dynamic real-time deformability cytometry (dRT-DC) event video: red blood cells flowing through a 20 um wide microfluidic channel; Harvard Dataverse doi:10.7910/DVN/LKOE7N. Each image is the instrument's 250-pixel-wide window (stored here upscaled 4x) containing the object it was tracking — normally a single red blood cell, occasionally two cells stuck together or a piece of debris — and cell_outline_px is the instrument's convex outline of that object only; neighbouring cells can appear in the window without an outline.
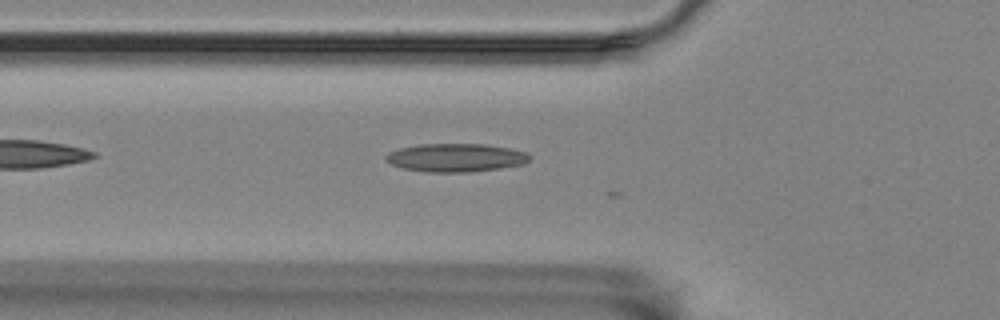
{"species": "Egyptian fruit bat (a non-hibernating species)", "species_latin": "Rousettus aegyptiacus", "temperature_condition": "room temperature", "stored_images_in_passage": 24, "camera_frame_rate_fps": 3000, "um_per_image_px": 0.085, "animal": {"sex": "female"}, "frame": {"image": 1, "passage_image": 10, "time_ms": 3.0, "image_size_px": [1000, 320], "cell_outline_px": [[532, 156], [524, 164], [500, 168], [472, 172], [428, 172], [400, 168], [392, 164], [384, 156], [388, 152], [400, 148], [420, 144], [484, 144], [512, 148], [524, 152]], "centroid_in_image_um": [38.75, 13.4], "position_along_channel_um": 87.1, "area_um2": 23.76}}
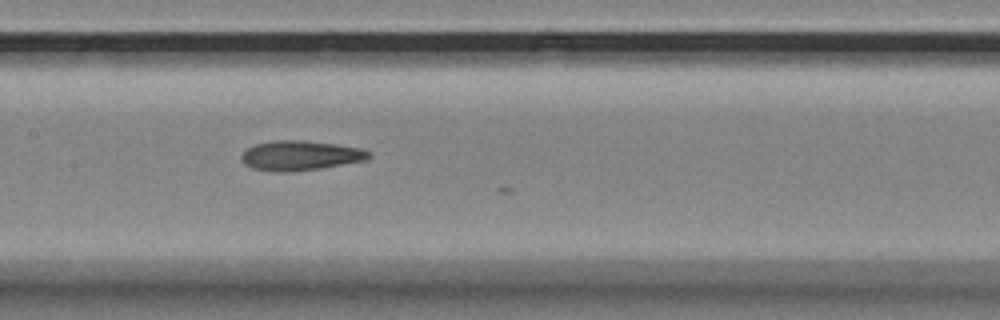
{"frame": {"image": 2, "passage_image": 18, "time_ms": 5.667, "image_size_px": [1000, 320], "cell_outline_px": [[372, 156], [368, 160], [320, 168], [292, 172], [280, 172], [252, 168], [244, 164], [240, 156], [248, 148], [256, 144], [272, 140], [304, 140], [336, 144], [360, 148], [372, 152]], "centroid_in_image_um": [25.56, 13.22], "position_along_channel_um": 181.8, "area_um2": 22.2}}
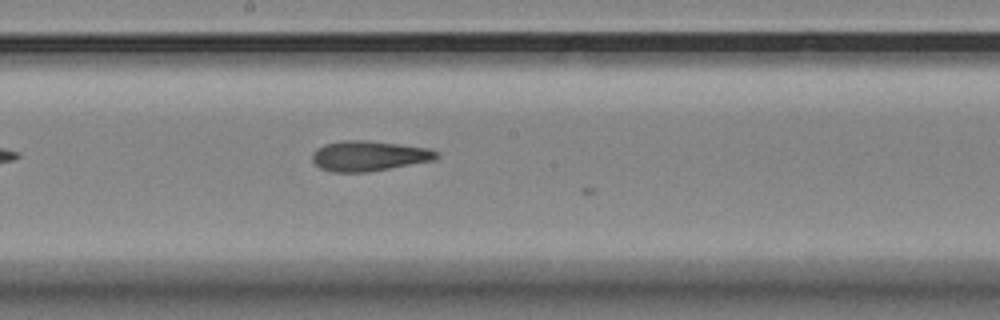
{"frame": {"image": 3, "passage_image": 21, "time_ms": 6.667, "image_size_px": [1000, 320], "cell_outline_px": [[440, 156], [436, 160], [368, 172], [332, 172], [320, 168], [312, 160], [312, 152], [316, 148], [324, 144], [344, 140], [368, 140], [432, 148], [440, 152]], "centroid_in_image_um": [31.4, 13.24], "position_along_channel_um": 216.8, "area_um2": 22.25}}